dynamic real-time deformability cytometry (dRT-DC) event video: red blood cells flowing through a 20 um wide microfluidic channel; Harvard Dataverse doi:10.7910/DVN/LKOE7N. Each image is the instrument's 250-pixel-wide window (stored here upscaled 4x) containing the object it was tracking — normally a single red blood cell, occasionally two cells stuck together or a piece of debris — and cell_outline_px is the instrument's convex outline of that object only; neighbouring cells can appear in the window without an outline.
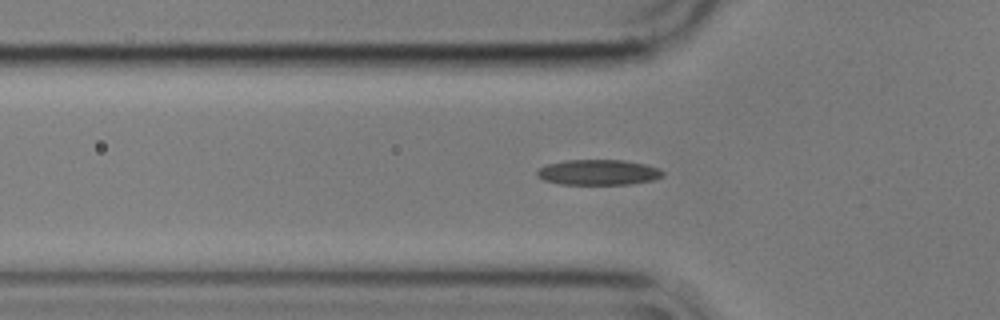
{"species": "common noctule bat (a hibernating species)", "species_latin": "Nyctalus noctula", "temperature_condition": "cold", "stored_images_in_passage": 54, "camera_frame_rate_fps": 3000, "um_per_image_px": 0.085, "animal": {"sex": "male", "body_mass_g": 17.9}, "frame": {"image": 1, "passage_image": 17, "time_ms": 5.333, "image_size_px": [1000, 320], "cell_outline_px": [[664, 176], [652, 180], [632, 184], [560, 184], [544, 180], [536, 176], [536, 172], [540, 168], [548, 164], [564, 160], [624, 160], [644, 164], [660, 168], [664, 172]], "centroid_in_image_um": [50.87, 14.65], "position_along_channel_um": 74.9, "area_um2": 18.67}}
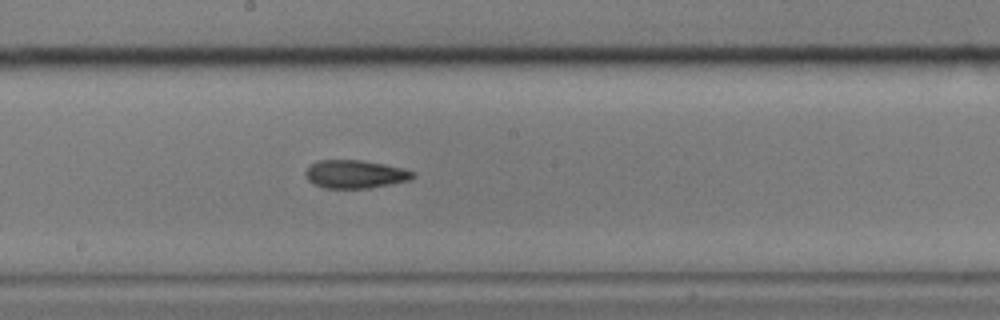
{"frame": {"image": 2, "passage_image": 29, "time_ms": 9.333, "image_size_px": [1000, 320], "cell_outline_px": [[416, 176], [412, 180], [368, 188], [324, 188], [312, 184], [304, 176], [304, 172], [312, 164], [320, 160], [360, 160], [384, 164], [404, 168], [416, 172]], "centroid_in_image_um": [30.21, 14.81], "position_along_channel_um": 218.0, "area_um2": 17.8}}
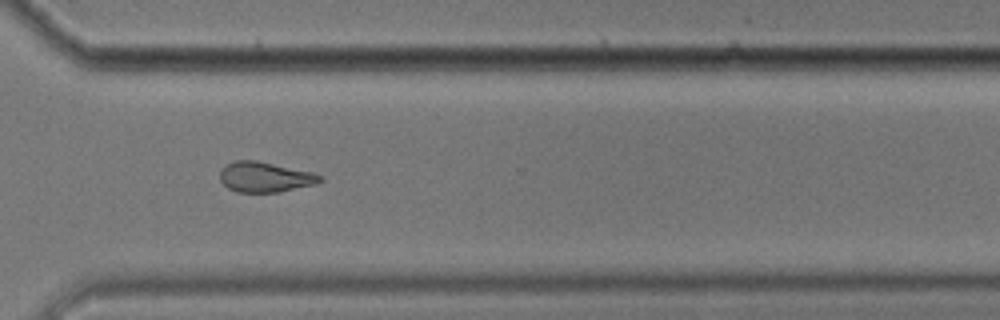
{"frame": {"image": 3, "passage_image": 40, "time_ms": 13.0, "image_size_px": [1000, 320], "cell_outline_px": [[324, 180], [316, 184], [280, 192], [236, 192], [228, 188], [220, 180], [220, 168], [224, 164], [236, 160], [256, 160], [312, 172], [324, 176]], "centroid_in_image_um": [22.52, 15.04], "position_along_channel_um": 348.1, "area_um2": 17.86}}